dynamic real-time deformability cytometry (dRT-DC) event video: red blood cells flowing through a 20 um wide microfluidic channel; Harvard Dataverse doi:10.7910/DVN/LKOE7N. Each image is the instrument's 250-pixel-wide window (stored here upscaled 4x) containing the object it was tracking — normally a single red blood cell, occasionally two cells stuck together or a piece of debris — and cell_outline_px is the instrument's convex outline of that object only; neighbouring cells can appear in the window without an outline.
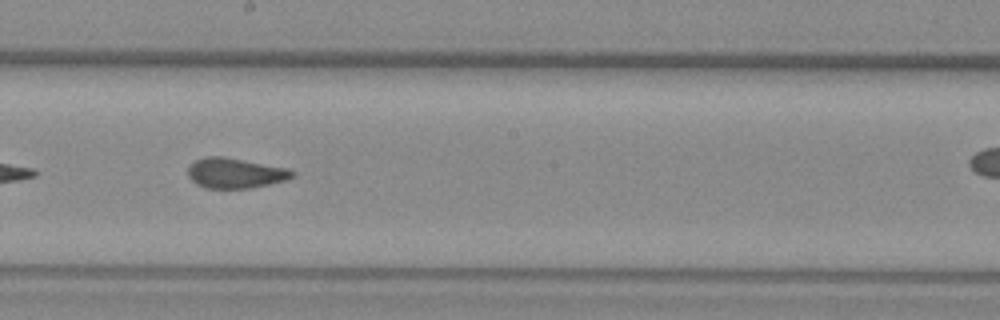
{"species": "common noctule bat (a hibernating species)", "species_latin": "Nyctalus noctula", "temperature_condition": "warm", "stored_images_in_passage": 33, "camera_frame_rate_fps": 3000, "um_per_image_px": 0.085, "animal": {"sex": "female", "body_mass_g": 29.2, "forearm_length_mm": 56.3}, "frame": {"image": 1, "passage_image": 19, "time_ms": 6.0, "image_size_px": [1000, 320], "cell_outline_px": [[296, 176], [284, 180], [252, 188], [204, 188], [196, 184], [188, 176], [188, 168], [196, 160], [208, 156], [220, 156], [288, 168], [296, 172]], "centroid_in_image_um": [20.0, 14.72], "position_along_channel_um": 228.2, "area_um2": 18.21}}
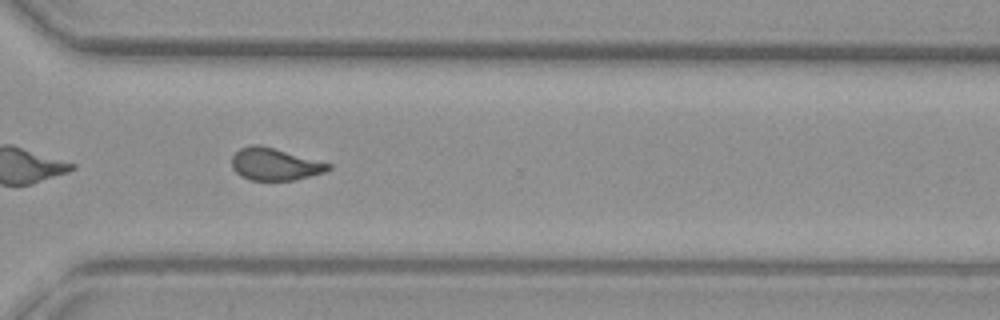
{"frame": {"image": 2, "passage_image": 28, "time_ms": 9.0, "image_size_px": [1000, 320], "cell_outline_px": [[332, 168], [324, 172], [296, 180], [248, 180], [240, 176], [232, 168], [232, 156], [240, 148], [252, 144], [260, 144], [332, 164]], "centroid_in_image_um": [23.34, 13.96], "position_along_channel_um": 347.3, "area_um2": 18.21}}